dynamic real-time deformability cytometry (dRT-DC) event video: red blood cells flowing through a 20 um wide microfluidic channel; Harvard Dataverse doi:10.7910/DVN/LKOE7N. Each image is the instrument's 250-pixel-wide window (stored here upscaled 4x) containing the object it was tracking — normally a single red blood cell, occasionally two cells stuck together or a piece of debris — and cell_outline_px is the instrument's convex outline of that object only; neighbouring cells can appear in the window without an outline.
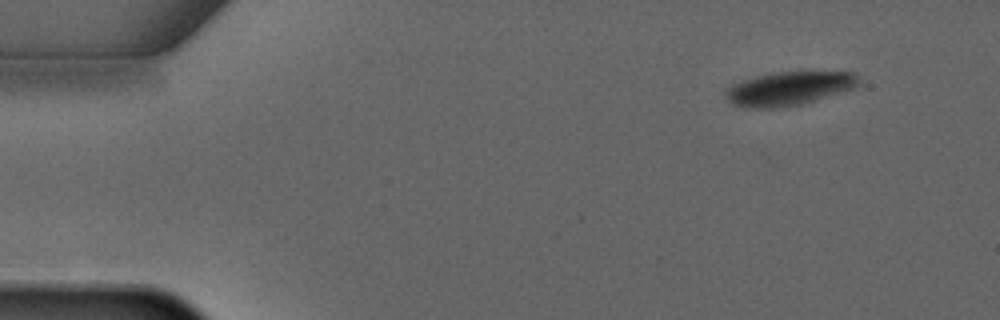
{"species": "common noctule bat (a hibernating species)", "species_latin": "Nyctalus noctula", "temperature_condition": "warm", "stored_images_in_passage": 2, "camera_frame_rate_fps": 3000, "um_per_image_px": 0.085, "animal": {"sex": "male", "forearm_length_mm": 52.5}, "frame": {"image": 1, "passage_image": 1, "time_ms": 0.0, "image_size_px": [1000, 320], "cell_outline_px": [[856, 84], [852, 88], [804, 104], [772, 108], [744, 108], [732, 104], [724, 96], [724, 92], [732, 84], [756, 76], [772, 72], [852, 72], [856, 76]], "centroid_in_image_um": [66.96, 7.54], "position_along_channel_um": 18.0, "area_um2": 25.84}}